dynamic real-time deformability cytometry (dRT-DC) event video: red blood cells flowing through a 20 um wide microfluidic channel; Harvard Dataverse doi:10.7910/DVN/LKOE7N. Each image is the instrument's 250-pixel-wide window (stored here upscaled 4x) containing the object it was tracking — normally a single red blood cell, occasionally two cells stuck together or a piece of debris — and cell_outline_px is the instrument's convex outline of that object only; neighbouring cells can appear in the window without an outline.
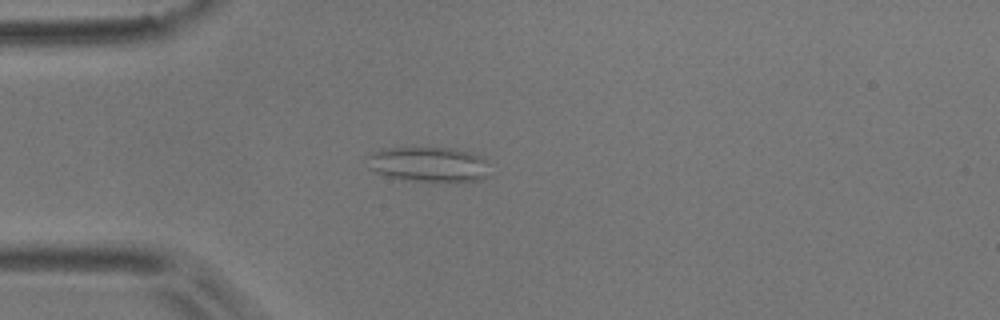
{"species": "common noctule bat (a hibernating species)", "species_latin": "Nyctalus noctula", "temperature_condition": "room temperature", "stored_images_in_passage": 16, "camera_frame_rate_fps": 3000, "um_per_image_px": 0.085, "animal": {"sex": "male", "body_mass_g": 17.9}, "frame": {"image": 1, "passage_image": 2, "time_ms": 0.333, "image_size_px": [1000, 320], "cell_outline_px": [[488, 176], [480, 180], [456, 184], [436, 184], [408, 180], [388, 176], [376, 172], [368, 168], [364, 156], [372, 152], [384, 148], [456, 148], [480, 156], [488, 160]], "centroid_in_image_um": [36.46, 14.02], "position_along_channel_um": 48.5, "area_um2": 26.18}}
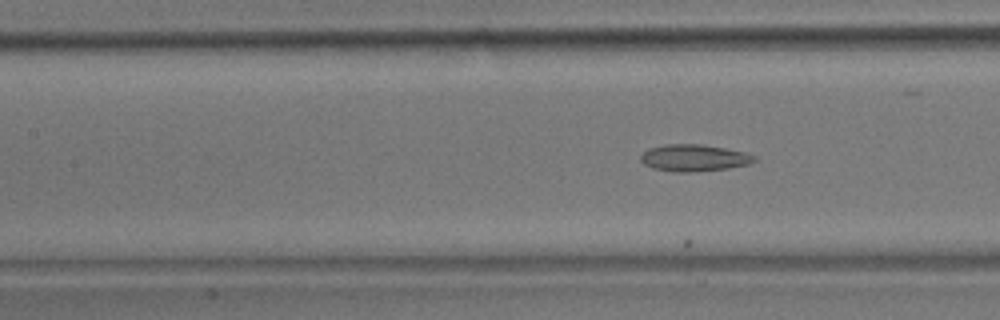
{"frame": {"image": 2, "passage_image": 11, "time_ms": 3.333, "image_size_px": [1000, 320], "cell_outline_px": [[756, 160], [748, 164], [728, 168], [692, 172], [672, 172], [652, 168], [644, 164], [640, 160], [640, 156], [648, 148], [664, 144], [700, 144], [724, 148], [744, 152], [756, 156]], "centroid_in_image_um": [58.95, 13.42], "position_along_channel_um": 148.4, "area_um2": 17.8}}